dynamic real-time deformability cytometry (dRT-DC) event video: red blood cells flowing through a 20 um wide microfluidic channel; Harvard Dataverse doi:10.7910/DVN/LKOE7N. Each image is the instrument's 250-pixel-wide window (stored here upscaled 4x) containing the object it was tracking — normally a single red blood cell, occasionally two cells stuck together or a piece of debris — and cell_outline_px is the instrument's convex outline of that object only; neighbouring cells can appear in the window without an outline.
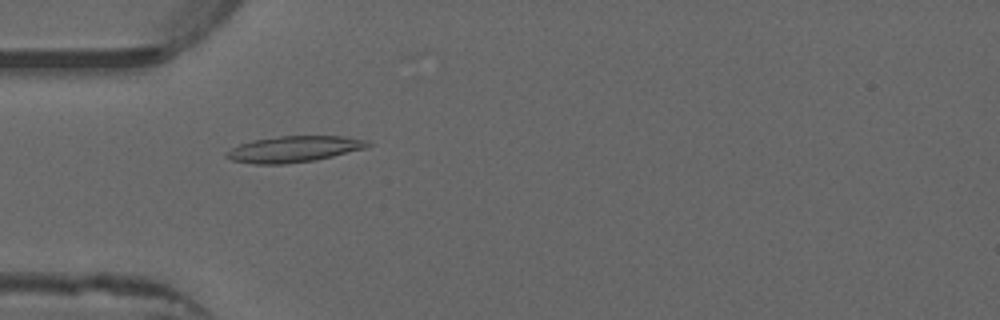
{"species": "common noctule bat (a hibernating species)", "species_latin": "Nyctalus noctula", "temperature_condition": "warm", "stored_images_in_passage": 50, "camera_frame_rate_fps": 3000, "um_per_image_px": 0.085, "animal": {"sex": "male", "forearm_length_mm": 52.5}, "frame": {"image": 1, "passage_image": 14, "time_ms": 4.333, "image_size_px": [1000, 320], "cell_outline_px": [[376, 144], [364, 148], [316, 160], [284, 164], [256, 164], [232, 160], [224, 156], [224, 152], [240, 144], [252, 140], [280, 136], [344, 136], [368, 140]], "centroid_in_image_um": [25.0, 12.67], "position_along_channel_um": 60.0, "area_um2": 21.56}}
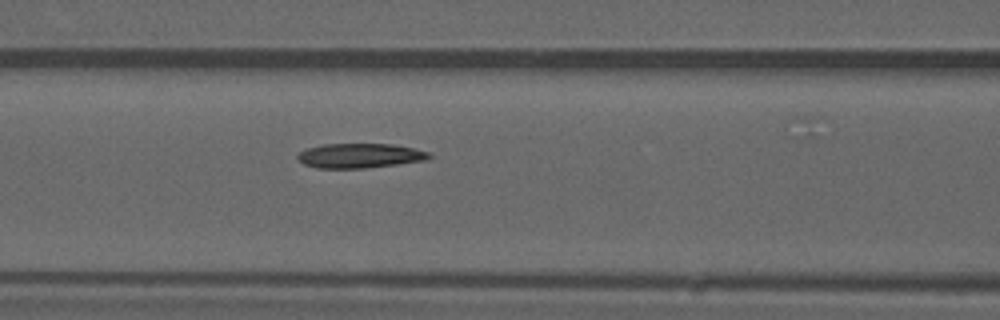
{"frame": {"image": 2, "passage_image": 20, "time_ms": 6.333, "image_size_px": [1000, 320], "cell_outline_px": [[432, 156], [428, 160], [364, 168], [316, 168], [304, 164], [296, 156], [300, 152], [308, 148], [324, 144], [392, 144], [416, 148], [428, 152]], "centroid_in_image_um": [30.62, 13.23], "position_along_channel_um": 136.0, "area_um2": 18.79}}
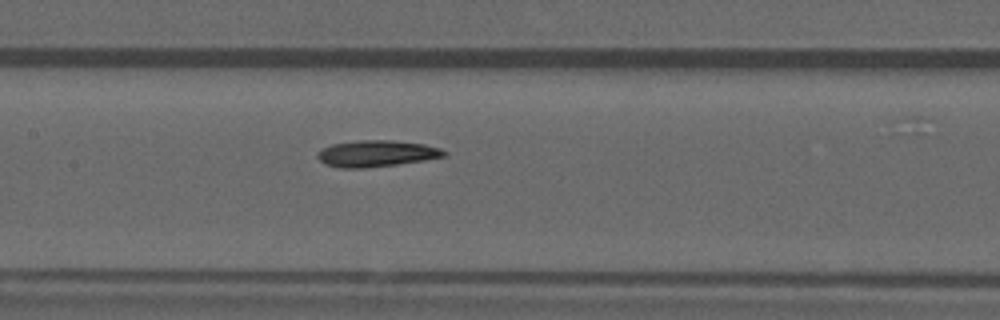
{"frame": {"image": 3, "passage_image": 23, "time_ms": 7.333, "image_size_px": [1000, 320], "cell_outline_px": [[448, 156], [424, 160], [396, 164], [364, 168], [340, 168], [324, 164], [316, 156], [324, 148], [332, 144], [360, 140], [392, 140], [424, 144], [440, 148], [448, 152]], "centroid_in_image_um": [32.04, 13.05], "position_along_channel_um": 175.4, "area_um2": 19.42}}